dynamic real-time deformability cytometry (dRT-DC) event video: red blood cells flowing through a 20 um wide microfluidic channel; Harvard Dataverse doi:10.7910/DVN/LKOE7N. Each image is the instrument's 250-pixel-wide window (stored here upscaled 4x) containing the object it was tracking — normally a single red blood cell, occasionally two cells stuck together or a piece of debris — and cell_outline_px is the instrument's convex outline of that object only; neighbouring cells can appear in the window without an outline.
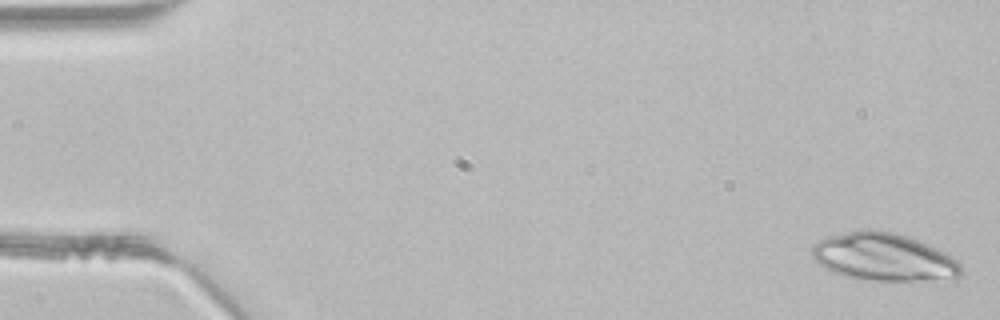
{"species": "common noctule bat (a hibernating species)", "species_latin": "Nyctalus noctula", "temperature_condition": "room temperature", "stored_images_in_passage": 46, "camera_frame_rate_fps": 3000, "um_per_image_px": 0.085, "animal": {"sex": "male", "body_mass_g": 21.5, "forearm_length_mm": 52.0}, "frame": {"image": 1, "passage_image": 1, "time_ms": 0.0, "image_size_px": [1000, 320], "cell_outline_px": [[964, 276], [956, 284], [856, 280], [832, 272], [824, 268], [812, 256], [812, 248], [820, 240], [828, 236], [860, 228], [876, 228], [896, 232], [908, 236], [936, 248], [956, 260], [960, 264], [964, 272]], "centroid_in_image_um": [75.27, 21.92], "position_along_channel_um": 9.7, "area_um2": 43.75}}
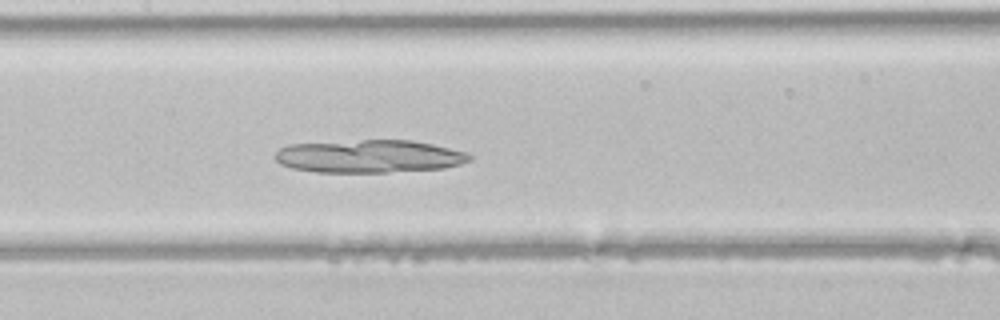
{"frame": {"image": 2, "passage_image": 22, "time_ms": 7.0, "image_size_px": [1000, 320], "cell_outline_px": [[472, 160], [460, 164], [444, 168], [388, 172], [316, 172], [292, 168], [280, 164], [276, 160], [276, 152], [280, 148], [288, 144], [360, 140], [412, 140], [432, 144], [464, 152], [472, 156]], "centroid_in_image_um": [31.36, 13.28], "position_along_channel_um": 176.0, "area_um2": 37.17}}
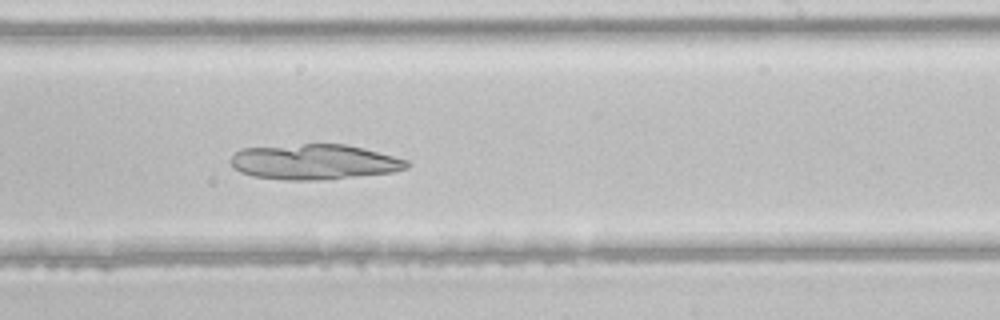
{"frame": {"image": 3, "passage_image": 28, "time_ms": 9.0, "image_size_px": [1000, 320], "cell_outline_px": [[412, 164], [408, 168], [392, 172], [320, 180], [284, 180], [252, 176], [240, 172], [228, 160], [240, 148], [304, 144], [344, 144], [364, 148], [408, 160]], "centroid_in_image_um": [26.71, 13.76], "position_along_channel_um": 262.3, "area_um2": 36.24}}